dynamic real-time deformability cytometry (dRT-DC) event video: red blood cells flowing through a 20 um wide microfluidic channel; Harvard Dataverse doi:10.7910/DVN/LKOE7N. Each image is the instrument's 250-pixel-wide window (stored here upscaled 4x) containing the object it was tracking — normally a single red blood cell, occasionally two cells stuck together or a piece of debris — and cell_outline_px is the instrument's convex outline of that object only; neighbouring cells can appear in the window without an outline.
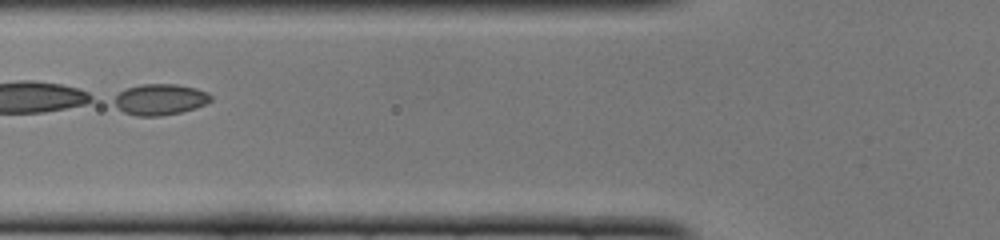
{"species": "common noctule bat (a hibernating species)", "species_latin": "Nyctalus noctula", "temperature_condition": "cold", "stored_images_in_passage": 31, "camera_frame_rate_fps": 3000, "um_per_image_px": 0.085, "animal": {"sex": "female", "body_mass_g": 22.0, "forearm_length_mm": 56.7}, "frame": {"image": 1, "passage_image": 5, "time_ms": 1.333, "image_size_px": [1000, 240], "cell_outline_px": [[212, 100], [196, 108], [180, 112], [160, 116], [136, 116], [124, 112], [116, 104], [116, 96], [120, 92], [128, 88], [140, 84], [176, 84], [196, 88], [208, 92], [212, 96]], "centroid_in_image_um": [13.66, 8.45], "position_along_channel_um": 112.1, "area_um2": 17.28}}
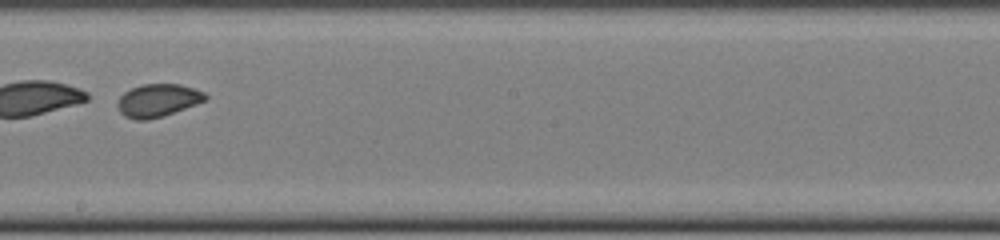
{"frame": {"image": 2, "passage_image": 14, "time_ms": 4.333, "image_size_px": [1000, 240], "cell_outline_px": [[208, 100], [164, 116], [148, 120], [136, 120], [124, 116], [120, 112], [116, 104], [120, 96], [124, 92], [132, 88], [144, 84], [180, 84], [204, 92], [208, 96]], "centroid_in_image_um": [13.42, 8.54], "position_along_channel_um": 234.8, "area_um2": 16.94}, "authors_computed_cell_mechanics": {"area_um2": 16.9354, "velocity_mm_per_s": 4.0945, "shape_relaxation_time_tau1_ms": 5.8687, "shape_relaxation_time_tau2_ms": 0.7977, "deformation_change_tau1": 0.1221, "deformation_change_tau2": 0.0468}}